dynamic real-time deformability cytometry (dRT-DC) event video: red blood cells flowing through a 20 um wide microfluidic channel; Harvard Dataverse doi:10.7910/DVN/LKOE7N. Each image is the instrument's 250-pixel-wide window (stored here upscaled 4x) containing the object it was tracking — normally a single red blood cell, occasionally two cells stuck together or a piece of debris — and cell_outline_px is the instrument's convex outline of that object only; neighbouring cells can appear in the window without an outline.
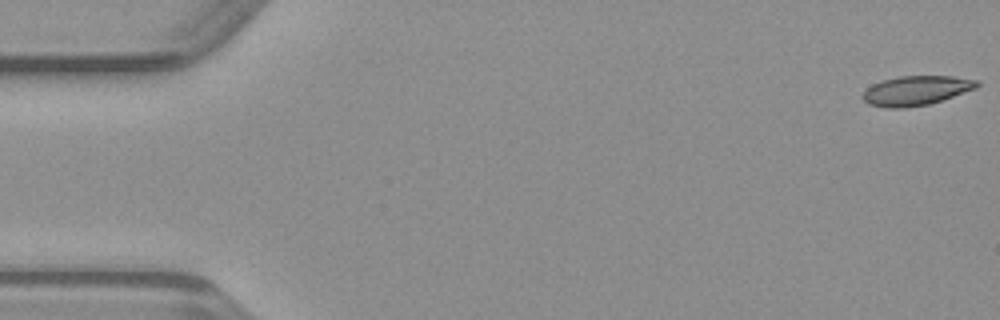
{"species": "common noctule bat (a hibernating species)", "species_latin": "Nyctalus noctula", "temperature_condition": "warm", "stored_images_in_passage": 50, "camera_frame_rate_fps": 3000, "um_per_image_px": 0.085, "animal": {"sex": "male", "body_mass_g": 23.1, "forearm_length_mm": 52.7}, "frame": {"image": 1, "passage_image": 1, "time_ms": 0.0, "image_size_px": [1000, 320], "cell_outline_px": [[980, 84], [976, 88], [928, 104], [904, 108], [888, 108], [868, 104], [860, 96], [872, 84], [884, 80], [900, 76], [952, 76], [980, 80]], "centroid_in_image_um": [77.86, 7.69], "position_along_channel_um": 7.1, "area_um2": 19.48}}
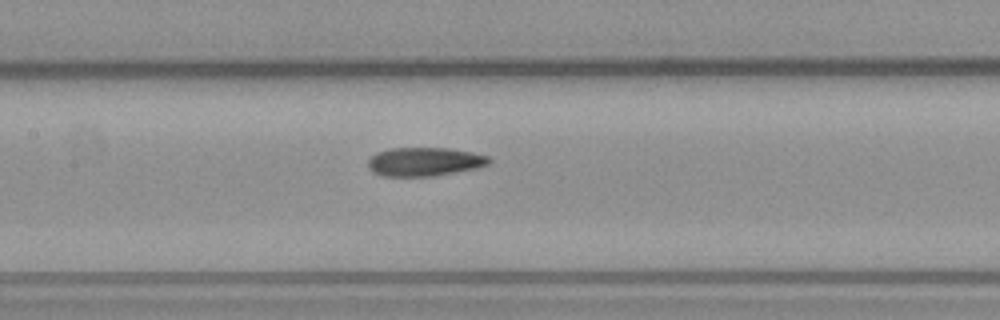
{"frame": {"image": 2, "passage_image": 23, "time_ms": 7.333, "image_size_px": [1000, 320], "cell_outline_px": [[492, 160], [488, 164], [476, 168], [432, 176], [384, 176], [372, 172], [368, 168], [368, 160], [376, 152], [388, 148], [448, 148], [472, 152], [488, 156]], "centroid_in_image_um": [36.05, 13.74], "position_along_channel_um": 171.3, "area_um2": 20.23}}
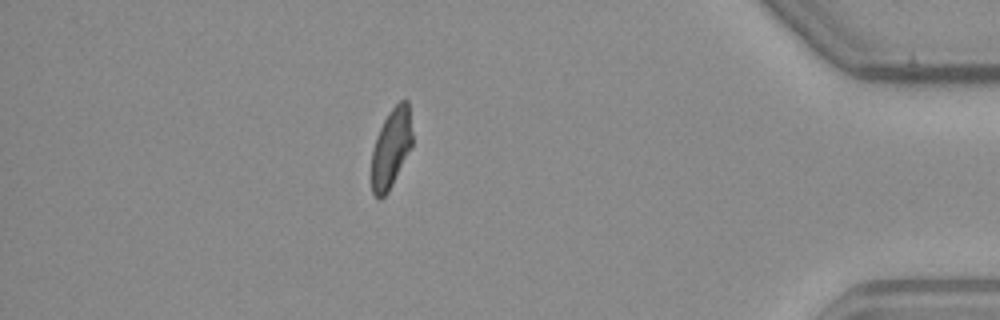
{"frame": {"image": 3, "passage_image": 43, "time_ms": 14.0, "image_size_px": [1000, 320], "cell_outline_px": [[412, 148], [388, 192], [380, 200], [372, 192], [372, 152], [376, 136], [388, 112], [400, 100], [408, 100], [412, 132]], "centroid_in_image_um": [33.26, 12.59], "position_along_channel_um": 401.9, "area_um2": 18.9}}